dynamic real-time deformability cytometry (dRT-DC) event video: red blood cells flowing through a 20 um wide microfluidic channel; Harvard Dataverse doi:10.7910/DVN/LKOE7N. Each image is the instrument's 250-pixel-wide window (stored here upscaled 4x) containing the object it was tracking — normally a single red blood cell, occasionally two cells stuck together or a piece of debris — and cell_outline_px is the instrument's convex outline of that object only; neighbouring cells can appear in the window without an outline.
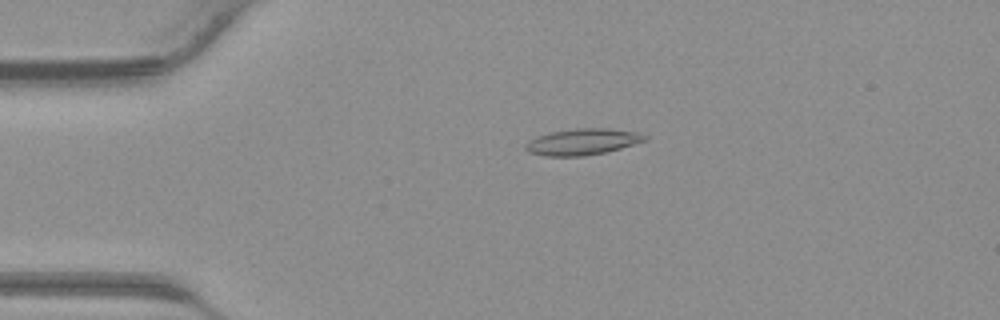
{"species": "common noctule bat (a hibernating species)", "species_latin": "Nyctalus noctula", "temperature_condition": "warm", "stored_images_in_passage": 41, "camera_frame_rate_fps": 3000, "um_per_image_px": 0.085, "animal": {"sex": "male", "body_mass_g": 23.1, "forearm_length_mm": 52.7}, "frame": {"image": 1, "passage_image": 9, "time_ms": 2.667, "image_size_px": [1000, 320], "cell_outline_px": [[648, 140], [620, 148], [604, 152], [584, 156], [544, 156], [528, 152], [524, 148], [524, 144], [536, 136], [552, 132], [576, 128], [608, 128], [640, 132], [648, 136]], "centroid_in_image_um": [49.52, 12.05], "position_along_channel_um": 35.5, "area_um2": 18.38}}
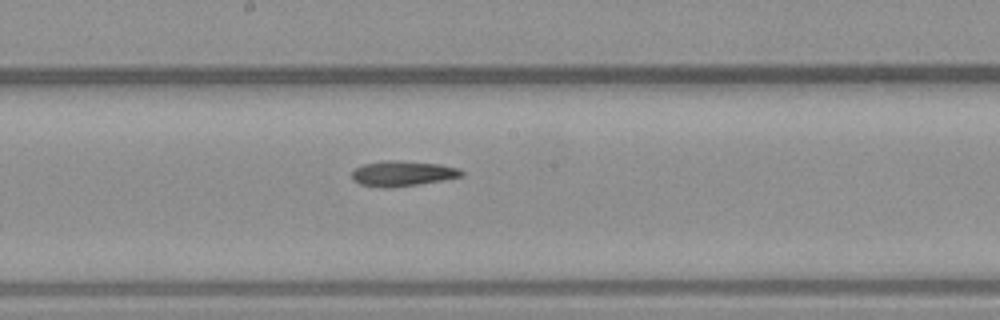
{"frame": {"image": 2, "passage_image": 22, "time_ms": 7.0, "image_size_px": [1000, 320], "cell_outline_px": [[464, 176], [444, 180], [420, 184], [388, 188], [380, 188], [360, 184], [352, 180], [352, 172], [356, 168], [364, 164], [384, 160], [396, 160], [440, 164], [460, 168], [464, 172]], "centroid_in_image_um": [34.24, 14.75], "position_along_channel_um": 214.0, "area_um2": 16.36}}
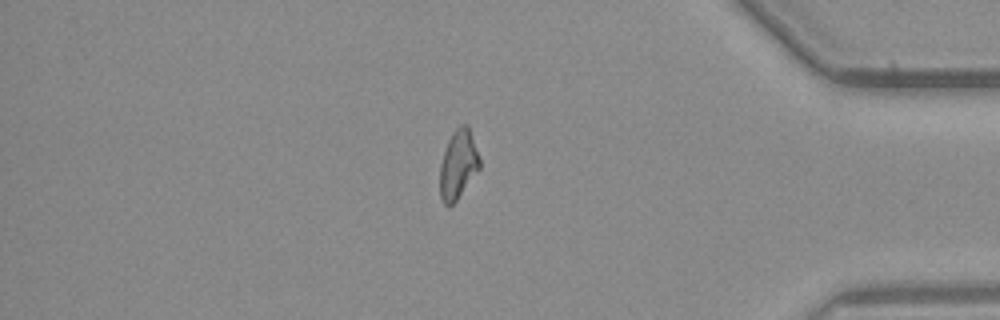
{"frame": {"image": 3, "passage_image": 35, "time_ms": 11.333, "image_size_px": [1000, 320], "cell_outline_px": [[480, 168], [456, 200], [448, 208], [444, 204], [440, 196], [440, 164], [448, 140], [452, 132], [460, 124], [468, 124], [480, 160]], "centroid_in_image_um": [38.93, 13.97], "position_along_channel_um": 396.3, "area_um2": 15.84}}